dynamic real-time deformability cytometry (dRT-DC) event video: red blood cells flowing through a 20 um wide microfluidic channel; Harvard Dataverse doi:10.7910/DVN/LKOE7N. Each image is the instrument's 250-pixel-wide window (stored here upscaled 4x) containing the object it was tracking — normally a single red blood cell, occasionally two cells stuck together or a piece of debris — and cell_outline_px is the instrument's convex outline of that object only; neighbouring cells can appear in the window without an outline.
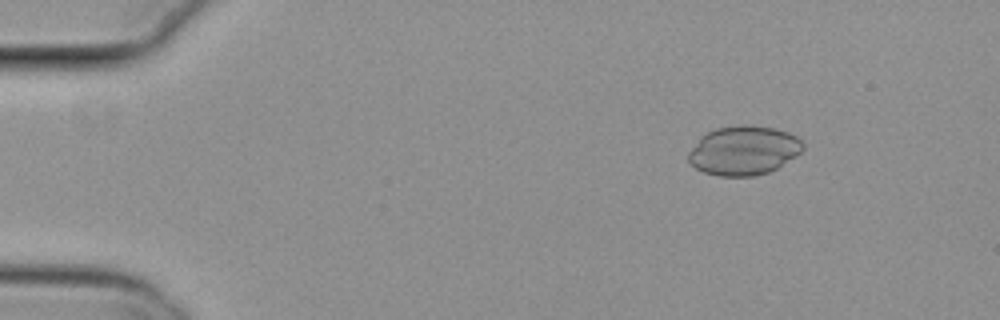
{"species": "common noctule bat (a hibernating species)", "species_latin": "Nyctalus noctula", "temperature_condition": "cold", "stored_images_in_passage": 48, "camera_frame_rate_fps": 3000, "um_per_image_px": 0.085, "animal": {"sex": "female", "body_mass_g": 29.2, "forearm_length_mm": 56.3}, "frame": {"image": 1, "passage_image": 1, "time_ms": 0.0, "image_size_px": [1000, 320], "cell_outline_px": [[804, 148], [796, 156], [776, 168], [768, 172], [752, 176], [720, 176], [704, 172], [696, 168], [688, 160], [688, 152], [700, 136], [716, 128], [740, 124], [752, 124], [772, 128], [788, 132], [796, 136], [804, 144]], "centroid_in_image_um": [63.2, 12.77], "position_along_channel_um": 21.8, "area_um2": 32.83}}
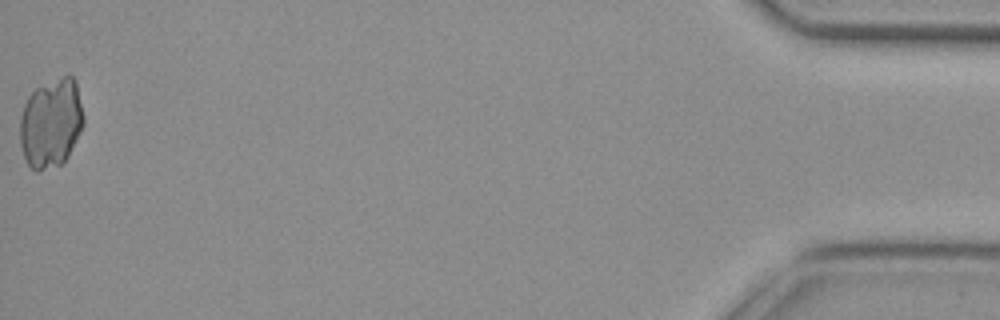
{"frame": {"image": 2, "passage_image": 48, "time_ms": 15.667, "image_size_px": [1000, 320], "cell_outline_px": [[84, 124], [64, 164], [36, 172], [28, 164], [24, 156], [20, 144], [20, 116], [24, 104], [28, 96], [36, 88], [68, 72], [76, 80], [84, 116]], "centroid_in_image_um": [4.35, 10.45], "position_along_channel_um": 430.9, "area_um2": 33.52}}